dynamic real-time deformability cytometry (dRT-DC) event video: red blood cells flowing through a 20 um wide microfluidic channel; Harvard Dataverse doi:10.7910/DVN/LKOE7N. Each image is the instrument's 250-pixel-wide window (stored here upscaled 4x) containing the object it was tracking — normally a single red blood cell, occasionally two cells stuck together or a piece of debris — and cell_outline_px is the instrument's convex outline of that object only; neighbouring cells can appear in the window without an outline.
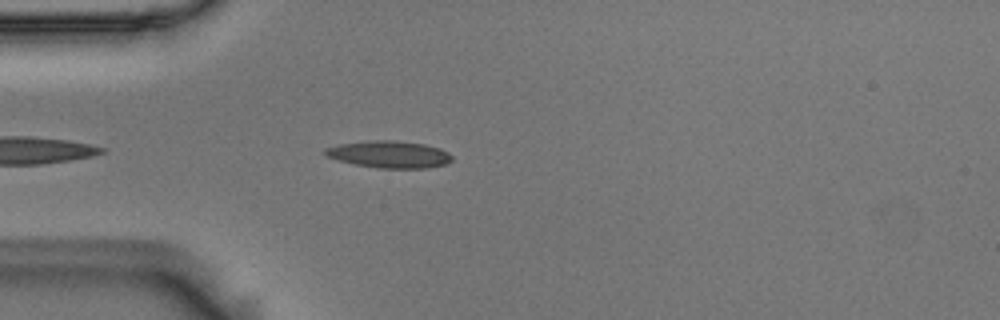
{"species": "Egyptian fruit bat (a non-hibernating species)", "species_latin": "Rousettus aegyptiacus", "temperature_condition": "room temperature", "stored_images_in_passage": 28, "camera_frame_rate_fps": 3000, "um_per_image_px": 0.085, "animal": {"sex": "male"}, "frame": {"image": 1, "passage_image": 4, "time_ms": 1.0, "image_size_px": [1000, 320], "cell_outline_px": [[452, 160], [444, 164], [428, 168], [380, 168], [356, 164], [324, 156], [324, 148], [340, 144], [372, 140], [396, 140], [424, 144], [440, 148], [448, 152], [452, 156]], "centroid_in_image_um": [33.09, 13.11], "position_along_channel_um": 51.9, "area_um2": 19.88}}
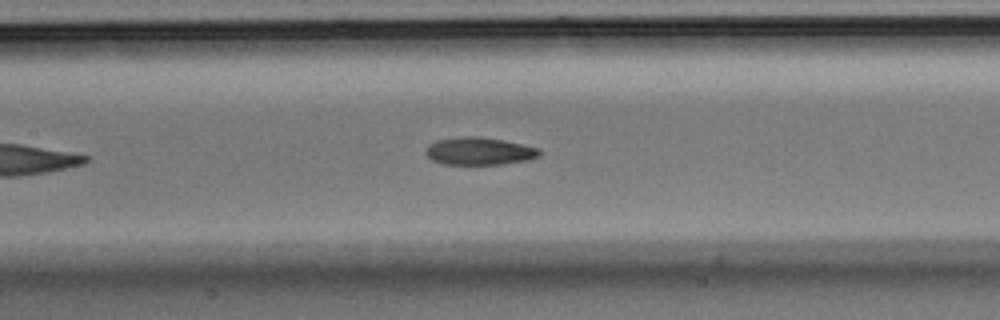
{"frame": {"image": 2, "passage_image": 14, "time_ms": 4.333, "image_size_px": [1000, 320], "cell_outline_px": [[540, 156], [528, 160], [504, 164], [444, 164], [432, 160], [424, 152], [428, 144], [436, 140], [460, 136], [476, 136], [504, 140], [540, 148]], "centroid_in_image_um": [40.73, 12.84], "position_along_channel_um": 166.7, "area_um2": 18.44}}
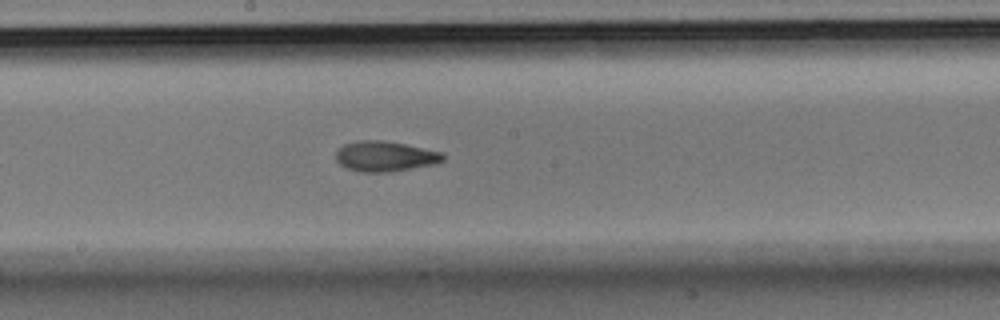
{"frame": {"image": 3, "passage_image": 18, "time_ms": 5.667, "image_size_px": [1000, 320], "cell_outline_px": [[444, 160], [436, 164], [392, 172], [360, 172], [348, 168], [340, 164], [336, 160], [336, 152], [344, 144], [360, 140], [384, 140], [444, 152]], "centroid_in_image_um": [32.76, 13.29], "position_along_channel_um": 215.4, "area_um2": 19.02}}